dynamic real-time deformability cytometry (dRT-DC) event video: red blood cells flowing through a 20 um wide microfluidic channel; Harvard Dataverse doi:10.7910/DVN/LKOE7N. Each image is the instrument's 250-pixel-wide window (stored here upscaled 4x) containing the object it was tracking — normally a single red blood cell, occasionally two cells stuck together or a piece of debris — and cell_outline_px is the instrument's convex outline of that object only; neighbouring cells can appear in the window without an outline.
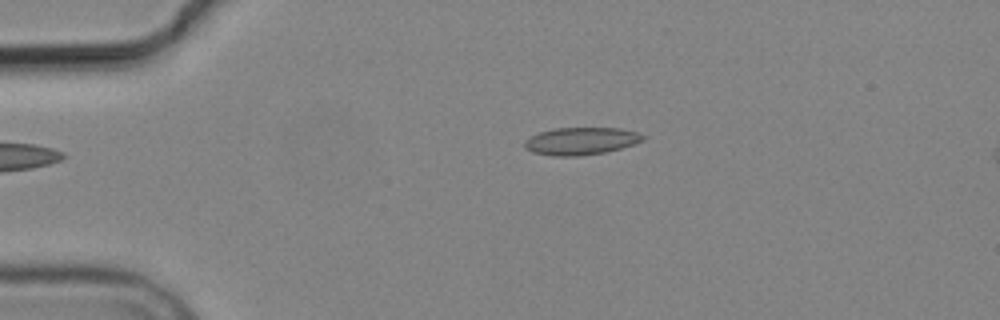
{"species": "common noctule bat (a hibernating species)", "species_latin": "Nyctalus noctula", "temperature_condition": "cold", "stored_images_in_passage": 2, "camera_frame_rate_fps": 3000, "um_per_image_px": 0.085, "animal": {"sex": "male", "body_mass_g": 19.2, "forearm_length_mm": 51.8}, "frame": {"image": 1, "passage_image": 2, "time_ms": 2.0, "image_size_px": [1000, 320], "cell_outline_px": [[644, 140], [636, 144], [604, 152], [576, 156], [552, 156], [532, 152], [524, 148], [524, 140], [540, 132], [556, 128], [620, 128], [640, 132], [644, 136]], "centroid_in_image_um": [49.39, 11.99], "position_along_channel_um": 35.6, "area_um2": 18.96}}